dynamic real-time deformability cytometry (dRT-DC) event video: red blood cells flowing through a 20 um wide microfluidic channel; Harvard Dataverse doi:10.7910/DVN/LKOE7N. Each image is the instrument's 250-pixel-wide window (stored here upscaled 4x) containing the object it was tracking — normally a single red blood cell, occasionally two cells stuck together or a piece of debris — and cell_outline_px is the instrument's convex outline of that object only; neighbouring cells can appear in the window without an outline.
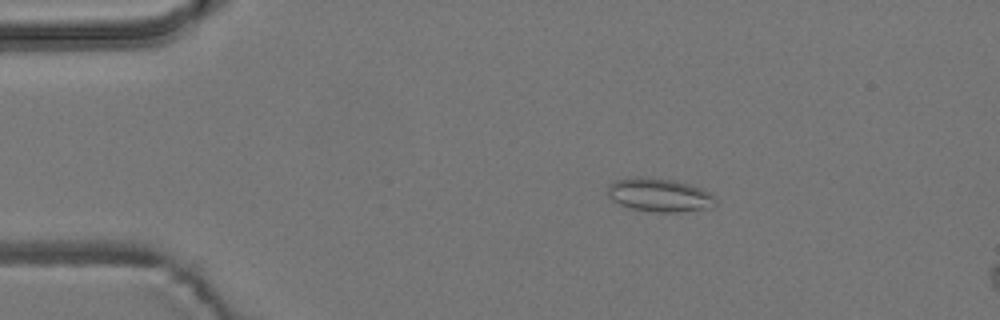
{"species": "common noctule bat (a hibernating species)", "species_latin": "Nyctalus noctula", "temperature_condition": "room temperature", "stored_images_in_passage": 3, "camera_frame_rate_fps": 3000, "um_per_image_px": 0.085, "animal": {"sex": "male", "body_mass_g": 19.2, "forearm_length_mm": 51.8}, "frame": {"image": 1, "passage_image": 1, "time_ms": 0.0, "image_size_px": [1000, 320], "cell_outline_px": [[716, 208], [680, 212], [656, 212], [632, 208], [620, 204], [612, 200], [608, 196], [608, 184], [616, 180], [640, 176], [676, 180], [704, 188], [716, 196]], "centroid_in_image_um": [56.14, 16.57], "position_along_channel_um": 28.9, "area_um2": 21.5}}